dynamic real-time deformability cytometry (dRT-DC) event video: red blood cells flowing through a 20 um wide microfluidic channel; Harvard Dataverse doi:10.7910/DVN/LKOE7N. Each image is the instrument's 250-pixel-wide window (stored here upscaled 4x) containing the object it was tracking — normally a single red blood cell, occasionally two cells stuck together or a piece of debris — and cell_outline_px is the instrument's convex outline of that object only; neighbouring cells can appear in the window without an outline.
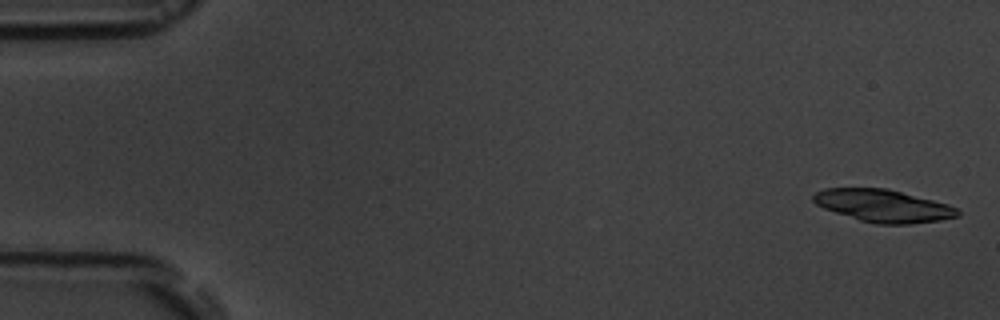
{"species": "common noctule bat (a hibernating species)", "species_latin": "Nyctalus noctula", "temperature_condition": "room temperature", "stored_images_in_passage": 5, "camera_frame_rate_fps": 3000, "um_per_image_px": 0.085, "animal": {"sex": "male", "body_mass_g": 19.5, "forearm_length_mm": 54.6}, "frame": {"image": 1, "passage_image": 1, "time_ms": 0.0, "image_size_px": [1000, 320], "cell_outline_px": [[960, 216], [940, 220], [908, 224], [876, 224], [860, 220], [824, 208], [816, 204], [812, 200], [812, 196], [816, 192], [824, 188], [888, 188], [948, 204], [956, 208], [960, 212]], "centroid_in_image_um": [75.08, 17.48], "position_along_channel_um": 9.9, "area_um2": 27.22}}